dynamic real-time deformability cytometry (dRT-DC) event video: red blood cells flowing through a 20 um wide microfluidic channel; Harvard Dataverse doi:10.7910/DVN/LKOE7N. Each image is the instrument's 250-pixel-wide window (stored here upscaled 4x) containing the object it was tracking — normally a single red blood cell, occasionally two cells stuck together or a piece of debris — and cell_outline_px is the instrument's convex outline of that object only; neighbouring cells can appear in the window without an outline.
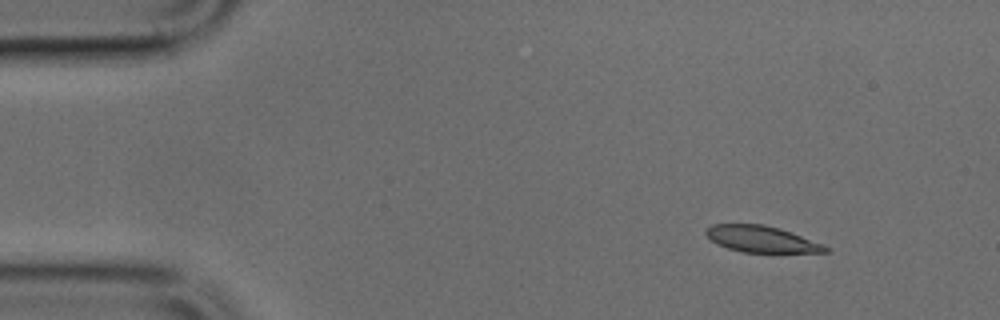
{"species": "common noctule bat (a hibernating species)", "species_latin": "Nyctalus noctula", "temperature_condition": "cold", "stored_images_in_passage": 3, "camera_frame_rate_fps": 3000, "um_per_image_px": 0.085, "animal": {"sex": "male", "body_mass_g": 17.9, "forearm_length_mm": 54.2}, "frame": {"image": 1, "passage_image": 1, "time_ms": 0.0, "image_size_px": [1000, 320], "cell_outline_px": [[828, 252], [744, 252], [728, 248], [716, 244], [704, 232], [712, 224], [764, 224], [780, 228], [824, 244], [828, 248]], "centroid_in_image_um": [64.72, 20.31], "position_along_channel_um": 20.3, "area_um2": 18.21}}
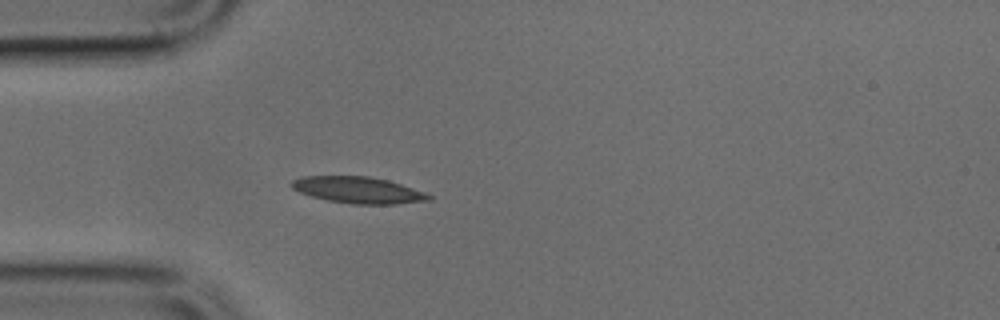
{"frame": {"image": 2, "passage_image": 3, "time_ms": 0.667, "image_size_px": [1000, 320], "cell_outline_px": [[432, 200], [396, 204], [352, 204], [328, 200], [312, 196], [300, 192], [292, 188], [288, 184], [292, 180], [304, 176], [368, 176], [388, 180], [424, 192], [432, 196]], "centroid_in_image_um": [30.43, 16.15], "position_along_channel_um": 54.6, "area_um2": 21.1}}